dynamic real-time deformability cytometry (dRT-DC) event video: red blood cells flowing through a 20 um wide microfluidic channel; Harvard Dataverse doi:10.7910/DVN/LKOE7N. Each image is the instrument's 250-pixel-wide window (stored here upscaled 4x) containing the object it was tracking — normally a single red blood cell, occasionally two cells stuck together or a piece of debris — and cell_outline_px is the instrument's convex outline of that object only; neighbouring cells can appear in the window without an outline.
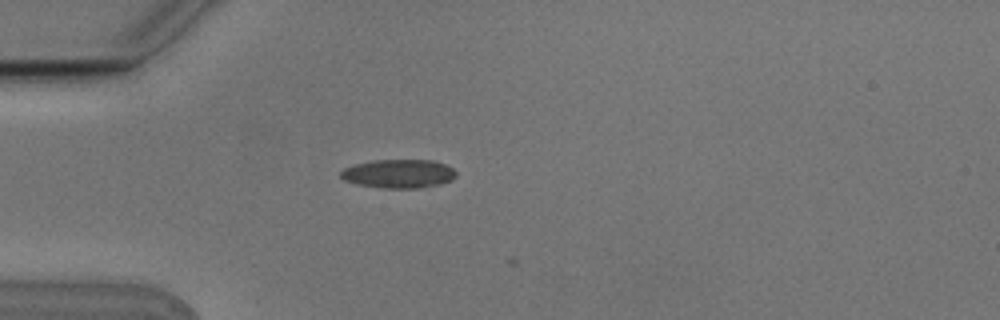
{"species": "Egyptian fruit bat (a non-hibernating species)", "species_latin": "Rousettus aegyptiacus", "temperature_condition": "cold", "stored_images_in_passage": 3, "camera_frame_rate_fps": 3000, "um_per_image_px": 0.085, "animal": {"sex": "male"}, "frame": {"image": 1, "passage_image": 3, "time_ms": 0.667, "image_size_px": [1000, 320], "cell_outline_px": [[456, 176], [452, 180], [440, 184], [416, 188], [384, 188], [356, 184], [344, 180], [340, 176], [340, 172], [344, 168], [352, 164], [372, 160], [432, 160], [444, 164], [452, 168], [456, 172]], "centroid_in_image_um": [33.85, 14.76], "position_along_channel_um": 51.1, "area_um2": 19.36}}